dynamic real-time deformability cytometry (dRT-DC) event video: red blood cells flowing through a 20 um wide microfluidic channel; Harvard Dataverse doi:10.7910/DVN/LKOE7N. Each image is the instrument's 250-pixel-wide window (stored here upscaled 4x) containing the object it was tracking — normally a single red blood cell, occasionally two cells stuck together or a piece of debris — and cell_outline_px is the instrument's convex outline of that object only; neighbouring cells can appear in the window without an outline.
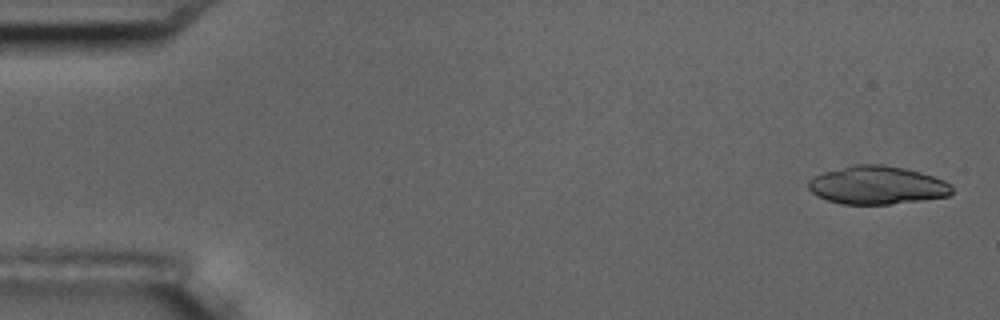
{"species": "common noctule bat (a hibernating species)", "species_latin": "Nyctalus noctula", "temperature_condition": "room temperature", "stored_images_in_passage": 5, "camera_frame_rate_fps": 3000, "um_per_image_px": 0.085, "animal": {"sex": "male", "body_mass_g": 17.5, "forearm_length_mm": 52.3}, "frame": {"image": 1, "passage_image": 1, "time_ms": 0.0, "image_size_px": [1000, 320], "cell_outline_px": [[952, 192], [948, 196], [920, 200], [888, 204], [840, 204], [816, 196], [808, 188], [808, 180], [812, 176], [824, 172], [852, 164], [880, 164], [904, 168], [920, 172], [944, 180], [952, 184]], "centroid_in_image_um": [74.52, 15.73], "position_along_channel_um": 10.5, "area_um2": 32.02}}